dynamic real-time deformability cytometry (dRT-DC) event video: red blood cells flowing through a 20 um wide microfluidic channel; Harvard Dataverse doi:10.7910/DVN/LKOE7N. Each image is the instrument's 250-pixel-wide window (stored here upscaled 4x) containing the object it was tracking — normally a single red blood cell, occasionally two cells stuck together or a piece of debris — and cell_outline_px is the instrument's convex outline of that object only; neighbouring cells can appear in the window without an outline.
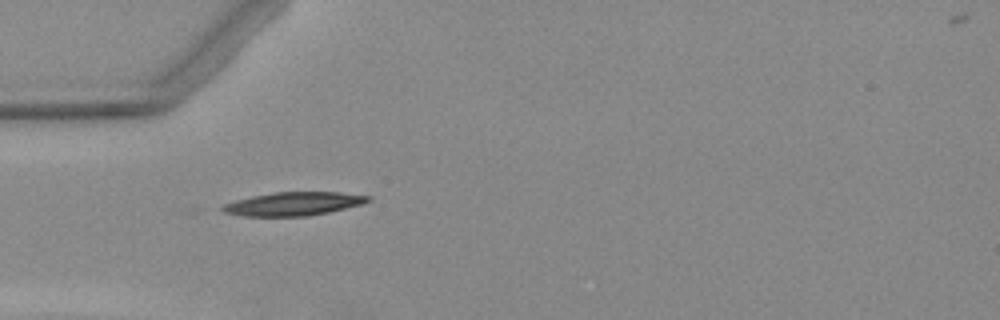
{"species": "Egyptian fruit bat (a non-hibernating species)", "species_latin": "Rousettus aegyptiacus", "temperature_condition": "warm", "stored_images_in_passage": 5, "camera_frame_rate_fps": 3000, "um_per_image_px": 0.085, "animal": {"sex": "female"}, "frame": {"image": 1, "passage_image": 4, "time_ms": 4.667, "image_size_px": [1000, 320], "cell_outline_px": [[372, 200], [364, 204], [328, 212], [308, 216], [240, 216], [224, 212], [220, 208], [224, 204], [236, 200], [252, 196], [276, 192], [340, 192], [372, 196]], "centroid_in_image_um": [24.98, 17.32], "position_along_channel_um": 60.0, "area_um2": 20.0}}
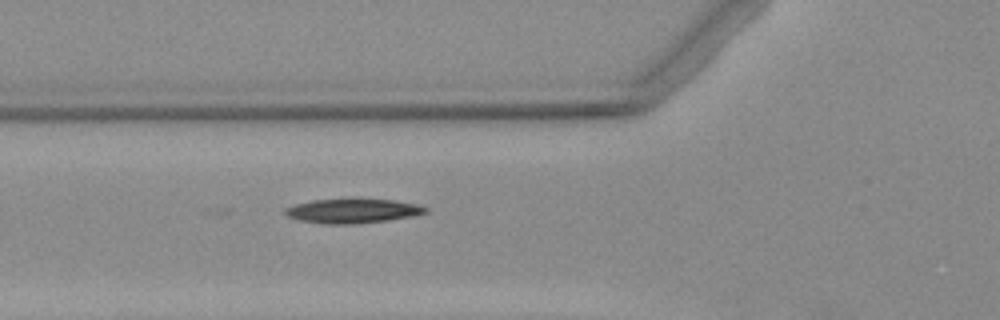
{"frame": {"image": 2, "passage_image": 5, "time_ms": 5.667, "image_size_px": [1000, 320], "cell_outline_px": [[428, 212], [412, 216], [388, 220], [356, 224], [324, 224], [300, 220], [288, 216], [284, 212], [284, 208], [296, 204], [312, 200], [348, 196], [356, 196], [396, 200], [416, 204], [428, 208]], "centroid_in_image_um": [29.98, 17.88], "position_along_channel_um": 95.8, "area_um2": 20.92}}